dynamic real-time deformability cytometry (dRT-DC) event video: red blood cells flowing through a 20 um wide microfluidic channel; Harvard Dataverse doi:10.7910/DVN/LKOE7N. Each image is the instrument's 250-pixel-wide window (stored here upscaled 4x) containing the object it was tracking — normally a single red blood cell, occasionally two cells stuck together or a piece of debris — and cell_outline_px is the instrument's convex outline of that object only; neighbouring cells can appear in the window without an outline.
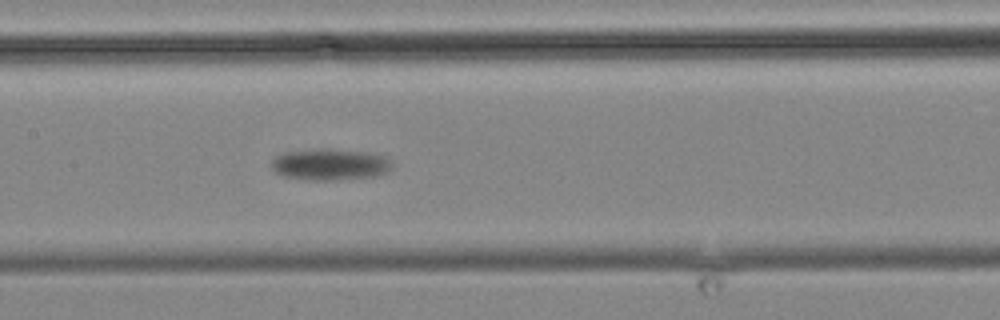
{"species": "common noctule bat (a hibernating species)", "species_latin": "Nyctalus noctula", "temperature_condition": "cold", "stored_images_in_passage": 17, "camera_frame_rate_fps": 3000, "um_per_image_px": 0.085, "animal": {"sex": "male", "body_mass_g": 19.2, "forearm_length_mm": 51.8}, "frame": {"image": 1, "passage_image": 16, "time_ms": 19.0, "image_size_px": [1000, 320], "cell_outline_px": [[392, 168], [376, 176], [336, 180], [312, 180], [284, 176], [276, 172], [272, 168], [272, 160], [276, 156], [288, 152], [368, 152], [384, 156], [392, 164]], "centroid_in_image_um": [28.08, 14.04], "position_along_channel_um": 179.3, "area_um2": 20.69}}